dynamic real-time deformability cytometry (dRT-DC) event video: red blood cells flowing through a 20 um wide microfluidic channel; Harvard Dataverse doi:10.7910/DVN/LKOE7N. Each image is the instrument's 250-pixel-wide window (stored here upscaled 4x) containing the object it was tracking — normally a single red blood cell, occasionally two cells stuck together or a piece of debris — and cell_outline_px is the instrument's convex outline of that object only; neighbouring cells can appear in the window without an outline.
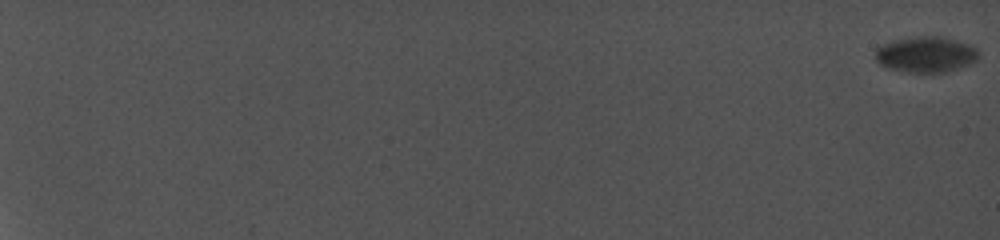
{"species": "common noctule bat (a hibernating species)", "species_latin": "Nyctalus noctula", "temperature_condition": "cold", "stored_images_in_passage": 56, "camera_frame_rate_fps": 5000, "um_per_image_px": 0.085, "animal": {"sex": "female", "body_mass_g": 19.0, "forearm_length_mm": 56.7}, "frame": {"image": 1, "passage_image": 1, "time_ms": 0.0, "image_size_px": [1000, 240], "cell_outline_px": [[980, 56], [976, 60], [968, 64], [944, 72], [908, 72], [888, 68], [880, 64], [876, 60], [876, 48], [884, 44], [896, 40], [916, 36], [940, 36], [968, 44], [976, 48]], "centroid_in_image_um": [78.69, 4.62], "position_along_channel_um": 6.3, "area_um2": 21.21}}
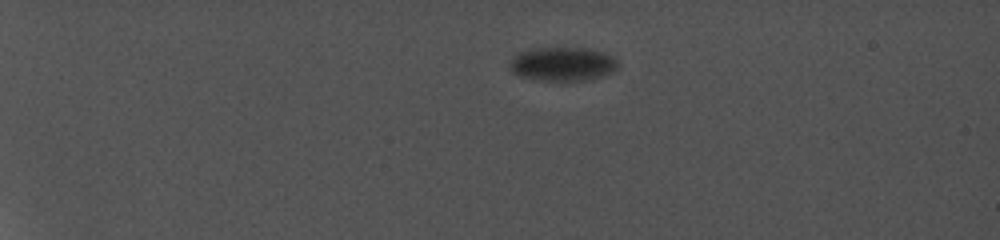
{"frame": {"image": 2, "passage_image": 40, "time_ms": 6.2, "image_size_px": [1000, 240], "cell_outline_px": [[620, 64], [612, 72], [588, 80], [540, 80], [520, 76], [512, 72], [508, 68], [508, 64], [512, 56], [520, 52], [536, 48], [588, 48], [604, 52], [612, 56]], "centroid_in_image_um": [47.8, 5.43], "position_along_channel_um": 37.2, "area_um2": 21.39}}